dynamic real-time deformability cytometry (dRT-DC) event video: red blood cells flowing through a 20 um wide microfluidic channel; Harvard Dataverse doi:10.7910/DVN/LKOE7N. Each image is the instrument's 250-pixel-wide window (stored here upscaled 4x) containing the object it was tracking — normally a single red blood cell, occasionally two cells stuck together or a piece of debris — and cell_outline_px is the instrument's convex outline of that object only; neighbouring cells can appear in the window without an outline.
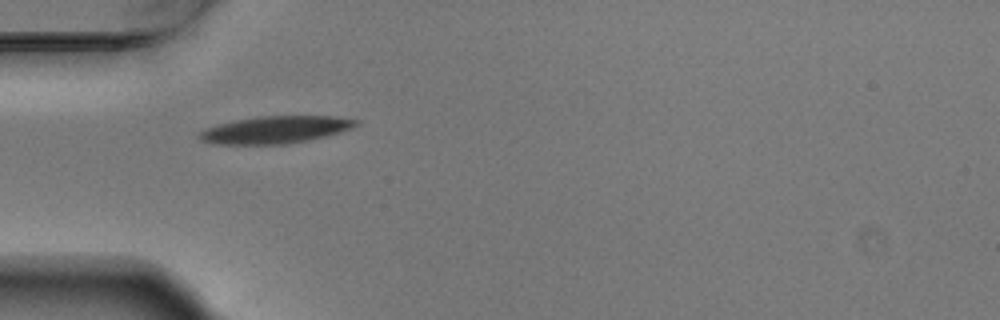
{"species": "Egyptian fruit bat (a non-hibernating species)", "species_latin": "Rousettus aegyptiacus", "temperature_condition": "warm", "stored_images_in_passage": 1, "camera_frame_rate_fps": 3000, "um_per_image_px": 0.085, "animal": {"sex": "male"}, "frame": {"image": 1, "passage_image": 1, "time_ms": 0.0, "image_size_px": [1000, 320], "cell_outline_px": [[360, 120], [352, 128], [340, 132], [308, 140], [288, 144], [216, 144], [204, 140], [200, 136], [200, 132], [216, 124], [232, 120], [260, 116], [336, 116]], "centroid_in_image_um": [23.44, 11.01], "position_along_channel_um": 61.6, "area_um2": 24.68}}